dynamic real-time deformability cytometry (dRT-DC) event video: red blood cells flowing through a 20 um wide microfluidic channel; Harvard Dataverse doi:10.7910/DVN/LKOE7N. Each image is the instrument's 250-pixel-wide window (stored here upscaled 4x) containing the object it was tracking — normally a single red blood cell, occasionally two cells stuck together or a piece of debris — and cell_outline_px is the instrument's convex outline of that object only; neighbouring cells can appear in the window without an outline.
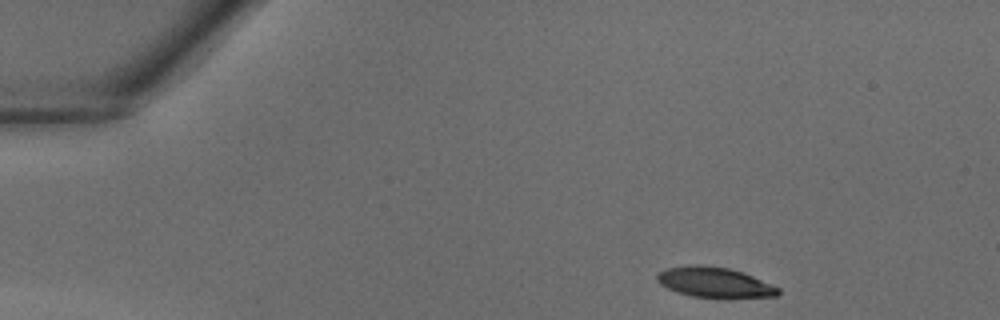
{"species": "common noctule bat (a hibernating species)", "species_latin": "Nyctalus noctula", "temperature_condition": "warm", "stored_images_in_passage": 35, "camera_frame_rate_fps": 3000, "um_per_image_px": 0.085, "animal": {"sex": "male", "body_mass_g": 18.8}, "frame": {"image": 1, "passage_image": 1, "time_ms": 0.0, "image_size_px": [1000, 320], "cell_outline_px": [[780, 292], [776, 296], [692, 296], [676, 292], [660, 284], [656, 280], [656, 276], [660, 272], [668, 268], [696, 264], [728, 268], [752, 276], [780, 288]], "centroid_in_image_um": [60.68, 23.97], "position_along_channel_um": 24.3, "area_um2": 20.52}}
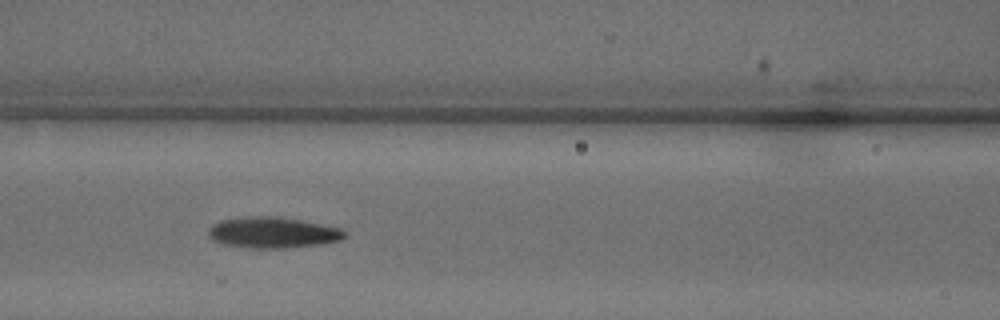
{"frame": {"image": 2, "passage_image": 13, "time_ms": 4.0, "image_size_px": [1000, 320], "cell_outline_px": [[348, 232], [340, 240], [324, 244], [284, 248], [252, 248], [224, 244], [212, 240], [208, 236], [208, 228], [212, 224], [220, 220], [256, 216], [276, 216], [300, 220], [340, 228]], "centroid_in_image_um": [23.17, 19.77], "position_along_channel_um": 143.4, "area_um2": 24.57}}
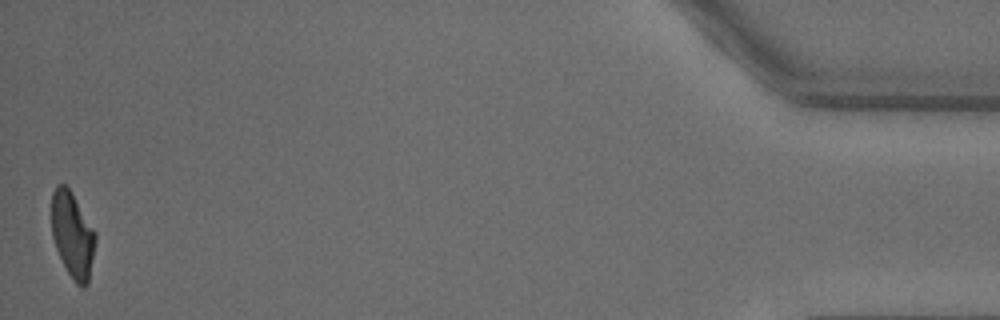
{"frame": {"image": 3, "passage_image": 35, "time_ms": 11.333, "image_size_px": [1000, 320], "cell_outline_px": [[96, 240], [88, 284], [84, 288], [76, 284], [72, 280], [56, 248], [52, 236], [52, 192], [56, 184], [64, 184], [72, 192], [96, 232]], "centroid_in_image_um": [6.18, 19.96], "position_along_channel_um": 429.0, "area_um2": 21.91}}